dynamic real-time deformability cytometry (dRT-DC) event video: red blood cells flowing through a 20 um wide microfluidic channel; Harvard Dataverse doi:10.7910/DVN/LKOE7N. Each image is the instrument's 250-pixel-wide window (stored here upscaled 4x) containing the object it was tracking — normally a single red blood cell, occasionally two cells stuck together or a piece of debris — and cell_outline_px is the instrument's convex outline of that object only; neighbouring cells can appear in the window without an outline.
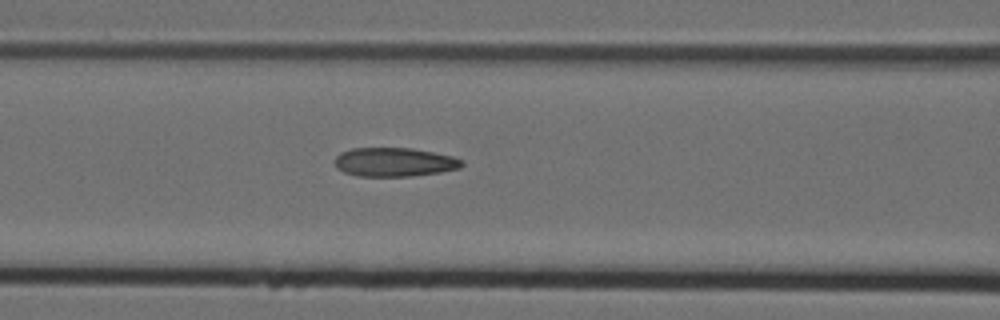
{"species": "Egyptian fruit bat (a non-hibernating species)", "species_latin": "Rousettus aegyptiacus", "temperature_condition": "cold", "stored_images_in_passage": 7, "camera_frame_rate_fps": 3000, "um_per_image_px": 0.085, "animal": {"sex": "female"}, "frame": {"image": 1, "passage_image": 7, "time_ms": 2.0, "image_size_px": [1000, 320], "cell_outline_px": [[464, 164], [460, 168], [440, 172], [412, 176], [356, 176], [344, 172], [336, 168], [332, 160], [340, 152], [352, 148], [412, 148], [452, 156], [464, 160]], "centroid_in_image_um": [33.49, 13.78], "position_along_channel_um": 133.1, "area_um2": 21.62}}